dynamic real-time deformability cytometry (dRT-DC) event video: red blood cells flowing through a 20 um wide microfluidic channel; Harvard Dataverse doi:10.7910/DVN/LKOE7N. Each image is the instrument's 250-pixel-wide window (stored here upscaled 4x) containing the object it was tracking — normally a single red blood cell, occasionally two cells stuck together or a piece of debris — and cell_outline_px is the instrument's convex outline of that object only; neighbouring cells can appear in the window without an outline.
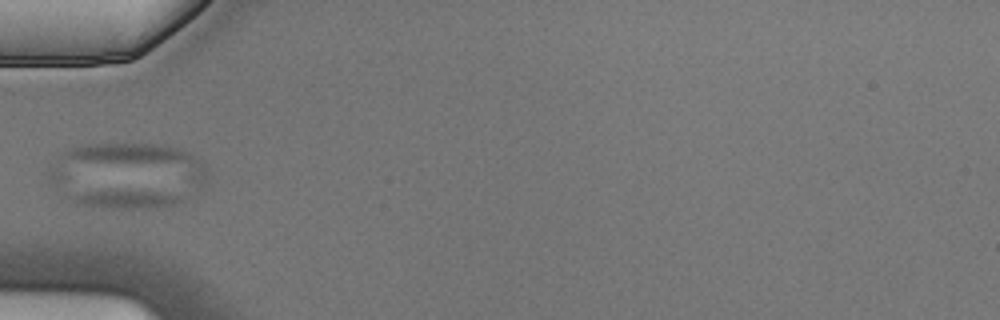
{"species": "Egyptian fruit bat (a non-hibernating species)", "species_latin": "Rousettus aegyptiacus", "temperature_condition": "cold", "stored_images_in_passage": 5, "camera_frame_rate_fps": 3000, "um_per_image_px": 0.085, "animal": {"sex": "male"}, "frame": {"image": 1, "passage_image": 5, "time_ms": 1.333, "image_size_px": [1000, 320], "cell_outline_px": [[184, 200], [176, 204], [148, 208], [96, 208], [72, 200], [68, 196], [68, 192], [184, 192]], "centroid_in_image_um": [10.8, 16.93], "position_along_channel_um": 74.2, "area_um2": 11.68}}